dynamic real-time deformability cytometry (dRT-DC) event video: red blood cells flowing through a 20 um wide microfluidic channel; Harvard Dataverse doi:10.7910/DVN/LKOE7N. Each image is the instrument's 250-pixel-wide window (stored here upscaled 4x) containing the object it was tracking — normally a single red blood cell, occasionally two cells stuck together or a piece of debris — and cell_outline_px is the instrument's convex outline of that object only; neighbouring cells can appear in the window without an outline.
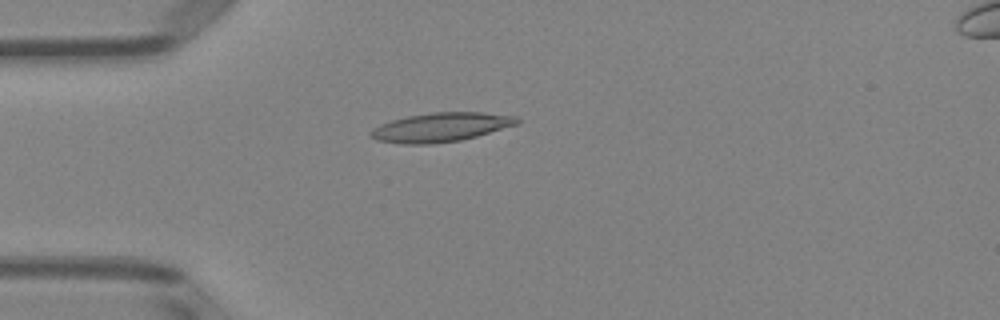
{"species": "Egyptian fruit bat (a non-hibernating species)", "species_latin": "Rousettus aegyptiacus", "temperature_condition": "room temperature", "stored_images_in_passage": 2, "camera_frame_rate_fps": 3000, "um_per_image_px": 0.085, "animal": {"sex": "female"}, "frame": {"image": 1, "passage_image": 1, "time_ms": 0.0, "image_size_px": [1000, 320], "cell_outline_px": [[520, 120], [516, 124], [476, 136], [460, 140], [432, 144], [404, 144], [376, 140], [368, 132], [380, 124], [392, 120], [408, 116], [432, 112], [484, 112], [516, 116]], "centroid_in_image_um": [37.45, 10.81], "position_along_channel_um": 47.5, "area_um2": 24.57}}